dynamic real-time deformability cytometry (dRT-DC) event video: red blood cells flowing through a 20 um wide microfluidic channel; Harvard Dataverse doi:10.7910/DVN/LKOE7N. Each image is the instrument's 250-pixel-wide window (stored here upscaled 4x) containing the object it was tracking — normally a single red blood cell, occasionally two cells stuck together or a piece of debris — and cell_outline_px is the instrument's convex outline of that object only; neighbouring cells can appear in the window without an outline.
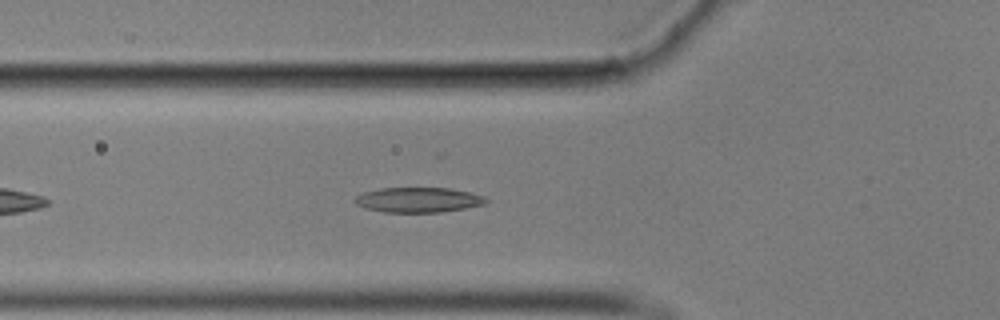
{"species": "common noctule bat (a hibernating species)", "species_latin": "Nyctalus noctula", "temperature_condition": "cold", "stored_images_in_passage": 41, "camera_frame_rate_fps": 3000, "um_per_image_px": 0.085, "animal": {"sex": "male", "body_mass_g": 17.9}, "frame": {"image": 1, "passage_image": 8, "time_ms": 2.333, "image_size_px": [1000, 320], "cell_outline_px": [[488, 200], [484, 204], [464, 208], [440, 212], [384, 212], [368, 208], [356, 204], [352, 200], [356, 196], [364, 192], [380, 188], [448, 188], [468, 192], [484, 196]], "centroid_in_image_um": [35.53, 16.98], "position_along_channel_um": 90.3, "area_um2": 18.9}}
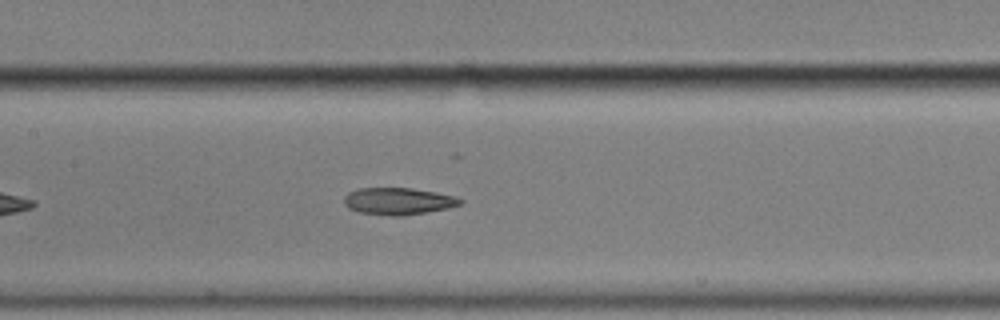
{"frame": {"image": 2, "passage_image": 15, "time_ms": 4.667, "image_size_px": [1000, 320], "cell_outline_px": [[464, 200], [460, 204], [448, 208], [404, 216], [388, 216], [360, 212], [348, 208], [344, 204], [344, 196], [348, 192], [360, 188], [412, 188], [436, 192], [456, 196]], "centroid_in_image_um": [33.85, 17.1], "position_along_channel_um": 173.6, "area_um2": 18.38}}
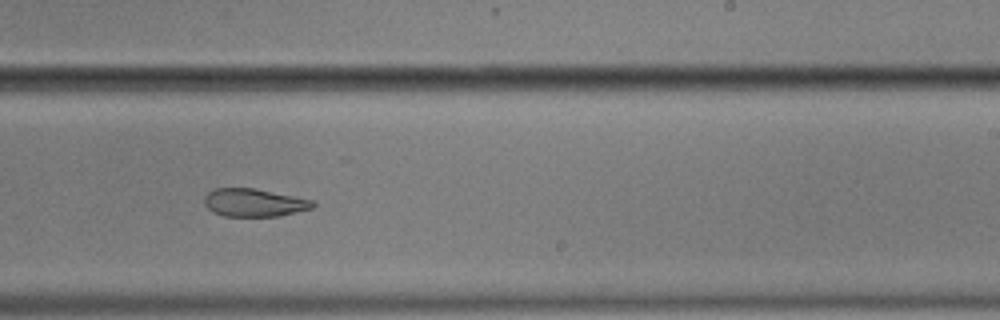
{"frame": {"image": 3, "passage_image": 23, "time_ms": 7.333, "image_size_px": [1000, 320], "cell_outline_px": [[316, 204], [312, 208], [280, 216], [224, 216], [212, 212], [204, 204], [204, 196], [208, 192], [216, 188], [256, 188], [312, 200]], "centroid_in_image_um": [21.57, 17.22], "position_along_channel_um": 267.4, "area_um2": 17.69}, "authors_computed_cell_mechanics": {"area_um2": 19.363, "velocity_mm_per_s": 3.537, "shape_relaxation_time_tau1_ms": null, "shape_relaxation_time_tau2_ms": 4.6489, "deformation_change_tau1": null, "deformation_change_tau2": 0.1229}}